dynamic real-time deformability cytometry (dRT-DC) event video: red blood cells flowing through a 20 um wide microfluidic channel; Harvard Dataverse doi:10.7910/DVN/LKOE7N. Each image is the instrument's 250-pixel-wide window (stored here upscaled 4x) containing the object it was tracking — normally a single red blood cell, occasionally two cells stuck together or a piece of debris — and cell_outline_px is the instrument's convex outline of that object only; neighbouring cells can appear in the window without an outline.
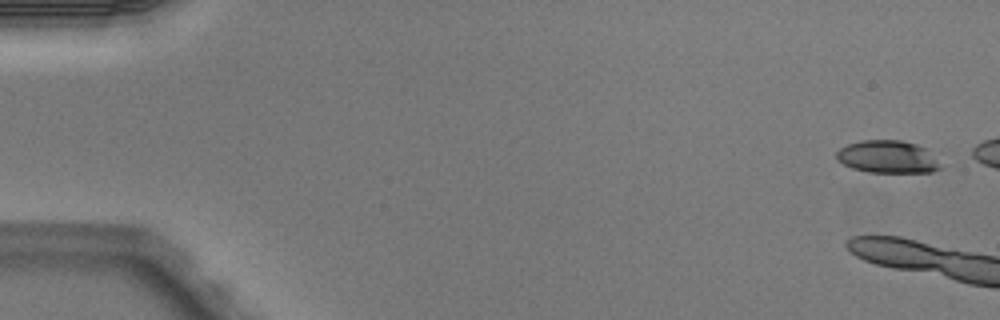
{"species": "Egyptian fruit bat (a non-hibernating species)", "species_latin": "Rousettus aegyptiacus", "temperature_condition": "warm", "stored_images_in_passage": 7, "camera_frame_rate_fps": 3000, "um_per_image_px": 0.085, "animal": {"sex": "male"}, "frame": {"image": 1, "passage_image": 1, "time_ms": 0.0, "image_size_px": [1000, 320], "cell_outline_px": [[944, 168], [932, 172], [868, 172], [852, 168], [836, 160], [836, 152], [840, 148], [848, 144], [860, 140], [900, 140], [916, 144], [924, 148]], "centroid_in_image_um": [75.42, 13.33], "position_along_channel_um": 9.6, "area_um2": 19.65}}
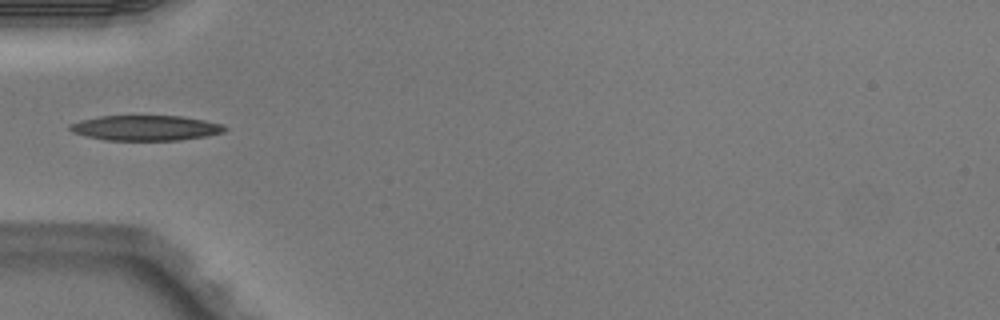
{"frame": {"image": 2, "passage_image": 7, "time_ms": 2.0, "image_size_px": [1000, 320], "cell_outline_px": [[228, 128], [224, 132], [204, 136], [180, 140], [104, 140], [72, 132], [68, 128], [68, 124], [80, 120], [100, 116], [184, 116], [204, 120], [220, 124]], "centroid_in_image_um": [12.35, 10.87], "position_along_channel_um": 72.6, "area_um2": 22.66}}